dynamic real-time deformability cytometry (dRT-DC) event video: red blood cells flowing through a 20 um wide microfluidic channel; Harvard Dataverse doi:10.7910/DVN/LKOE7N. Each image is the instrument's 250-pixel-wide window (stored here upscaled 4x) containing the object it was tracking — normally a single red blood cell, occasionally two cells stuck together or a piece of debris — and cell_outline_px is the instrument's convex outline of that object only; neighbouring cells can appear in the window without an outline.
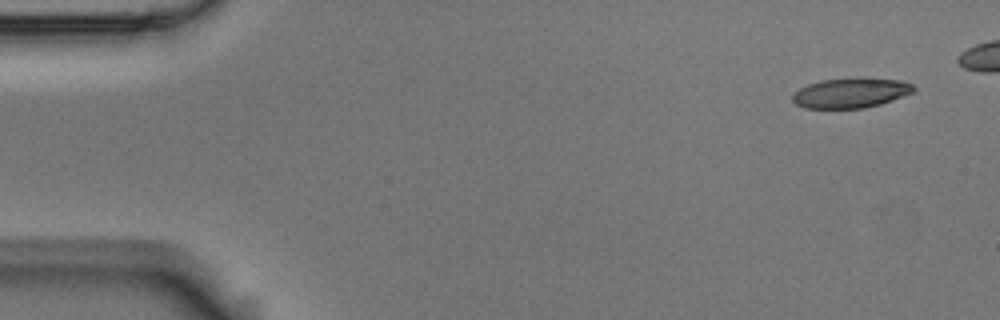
{"species": "Egyptian fruit bat (a non-hibernating species)", "species_latin": "Rousettus aegyptiacus", "temperature_condition": "room temperature", "stored_images_in_passage": 5, "camera_frame_rate_fps": 3000, "um_per_image_px": 0.085, "animal": {"sex": "male"}, "frame": {"image": 1, "passage_image": 5, "time_ms": 1.333, "image_size_px": [1000, 320], "cell_outline_px": [[916, 92], [880, 104], [864, 108], [804, 108], [796, 104], [792, 100], [792, 96], [800, 88], [808, 84], [824, 80], [856, 76], [904, 80], [912, 84], [916, 88]], "centroid_in_image_um": [72.38, 7.87], "position_along_channel_um": 12.6, "area_um2": 21.56}}